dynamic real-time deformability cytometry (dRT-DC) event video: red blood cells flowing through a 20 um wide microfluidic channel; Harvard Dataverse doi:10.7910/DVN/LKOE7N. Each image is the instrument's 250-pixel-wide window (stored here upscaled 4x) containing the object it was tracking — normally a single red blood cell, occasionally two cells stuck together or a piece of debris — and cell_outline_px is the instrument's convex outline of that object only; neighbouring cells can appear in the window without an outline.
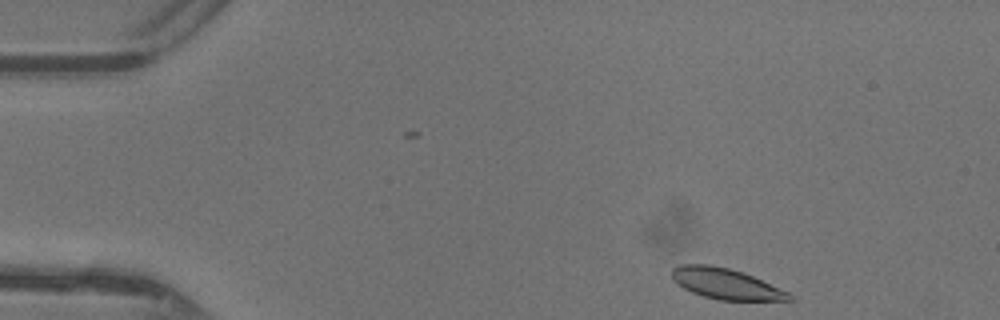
{"species": "common noctule bat (a hibernating species)", "species_latin": "Nyctalus noctula", "temperature_condition": "warm", "stored_images_in_passage": 42, "camera_frame_rate_fps": 3000, "um_per_image_px": 0.085, "animal": {"sex": "female"}, "frame": {"image": 1, "passage_image": 1, "time_ms": 0.0, "image_size_px": [1000, 320], "cell_outline_px": [[796, 300], [720, 300], [704, 296], [692, 292], [684, 288], [672, 280], [672, 268], [680, 264], [708, 264], [728, 268], [744, 272], [788, 292]], "centroid_in_image_um": [61.67, 24.11], "position_along_channel_um": 23.3, "area_um2": 20.87}}
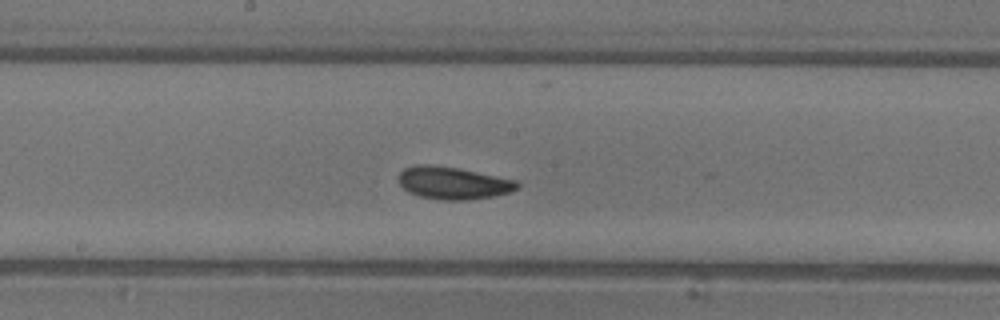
{"frame": {"image": 2, "passage_image": 20, "time_ms": 6.333, "image_size_px": [1000, 320], "cell_outline_px": [[520, 188], [496, 196], [468, 200], [440, 200], [420, 196], [408, 192], [400, 184], [400, 172], [404, 168], [416, 164], [428, 164], [456, 168], [516, 180], [520, 184]], "centroid_in_image_um": [38.52, 15.56], "position_along_channel_um": 209.7, "area_um2": 22.31}}
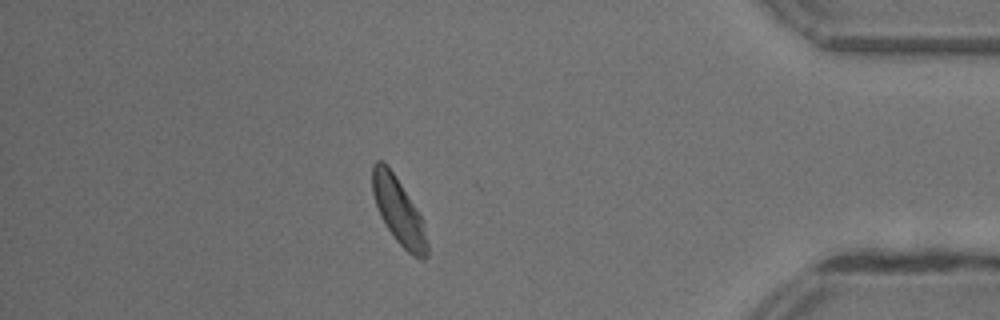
{"frame": {"image": 3, "passage_image": 36, "time_ms": 11.667, "image_size_px": [1000, 320], "cell_outline_px": [[428, 256], [424, 260], [420, 260], [412, 256], [396, 240], [380, 216], [372, 192], [372, 164], [376, 160], [384, 160], [416, 208], [420, 216], [428, 244]], "centroid_in_image_um": [33.87, 17.95], "position_along_channel_um": 401.3, "area_um2": 20.81}, "authors_computed_cell_mechanics": {"area_um2": 21.4149, "velocity_mm_per_s": 4.3564, "shape_relaxation_time_tau1_ms": 2.2768, "shape_relaxation_time_tau2_ms": 2.0345, "deformation_change_tau1": 0.0882, "deformation_change_tau2": 0.0804}}